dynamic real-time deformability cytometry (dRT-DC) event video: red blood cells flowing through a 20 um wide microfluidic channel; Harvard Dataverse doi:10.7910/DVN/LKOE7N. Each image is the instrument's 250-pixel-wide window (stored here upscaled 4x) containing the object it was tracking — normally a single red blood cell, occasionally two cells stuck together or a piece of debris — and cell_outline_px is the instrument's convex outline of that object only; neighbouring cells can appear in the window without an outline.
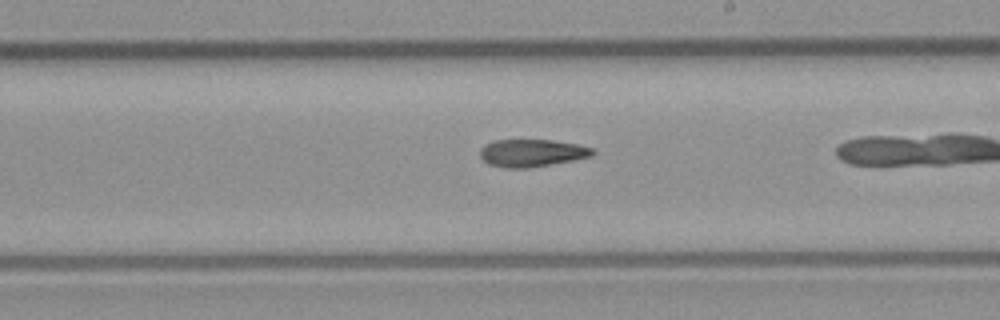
{"species": "common noctule bat (a hibernating species)", "species_latin": "Nyctalus noctula", "temperature_condition": "room temperature", "stored_images_in_passage": 37, "camera_frame_rate_fps": 3000, "um_per_image_px": 0.085, "animal": {"sex": "male", "body_mass_g": 23.1, "forearm_length_mm": 52.7}, "frame": {"image": 1, "passage_image": 27, "time_ms": 8.667, "image_size_px": [1000, 320], "cell_outline_px": [[596, 152], [592, 156], [572, 160], [528, 168], [508, 168], [488, 164], [480, 156], [480, 148], [496, 140], [552, 140], [576, 144], [592, 148]], "centroid_in_image_um": [45.21, 13.0], "position_along_channel_um": 243.8, "area_um2": 17.8}}